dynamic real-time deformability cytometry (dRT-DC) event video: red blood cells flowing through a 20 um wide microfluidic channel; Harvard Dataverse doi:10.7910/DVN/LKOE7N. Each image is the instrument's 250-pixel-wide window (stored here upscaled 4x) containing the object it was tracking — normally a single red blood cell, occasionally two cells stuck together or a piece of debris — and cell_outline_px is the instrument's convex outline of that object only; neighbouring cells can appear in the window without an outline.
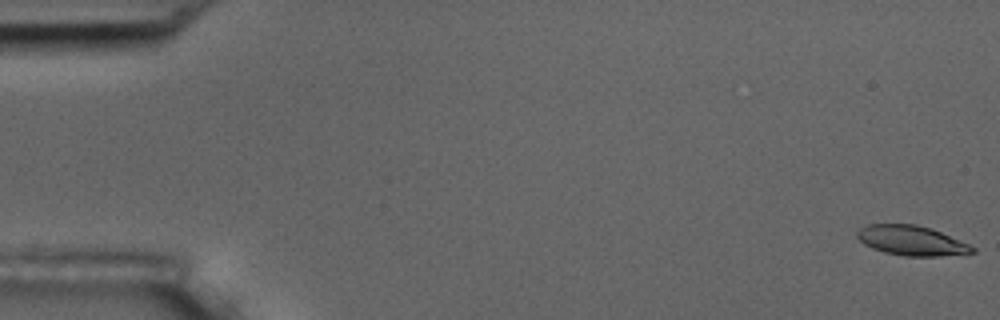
{"species": "common noctule bat (a hibernating species)", "species_latin": "Nyctalus noctula", "temperature_condition": "room temperature", "stored_images_in_passage": 6, "camera_frame_rate_fps": 3000, "um_per_image_px": 0.085, "animal": {"sex": "male", "body_mass_g": 17.5, "forearm_length_mm": 52.3}, "frame": {"image": 1, "passage_image": 1, "time_ms": 0.0, "image_size_px": [1000, 320], "cell_outline_px": [[976, 252], [940, 256], [904, 256], [884, 252], [872, 248], [864, 244], [856, 236], [856, 232], [860, 228], [868, 224], [916, 224], [932, 228], [968, 244], [976, 248]], "centroid_in_image_um": [77.46, 20.44], "position_along_channel_um": 7.5, "area_um2": 20.0}}